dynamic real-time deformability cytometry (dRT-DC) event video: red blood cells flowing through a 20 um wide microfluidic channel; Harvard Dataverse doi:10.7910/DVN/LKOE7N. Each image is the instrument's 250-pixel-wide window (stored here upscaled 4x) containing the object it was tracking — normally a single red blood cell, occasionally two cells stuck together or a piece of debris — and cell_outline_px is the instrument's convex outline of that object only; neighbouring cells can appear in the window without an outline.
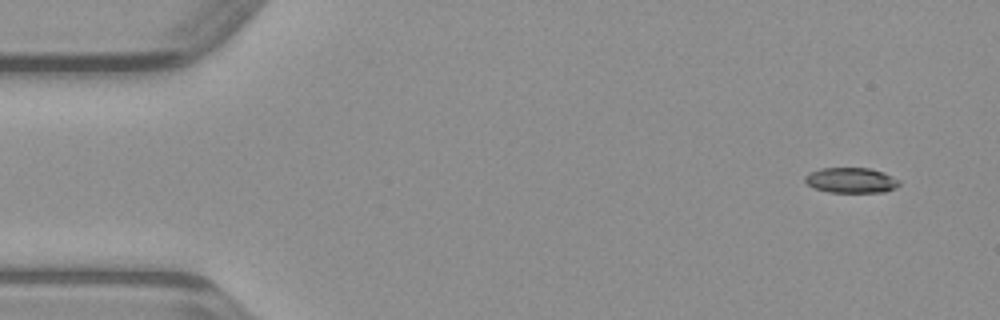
{"species": "common noctule bat (a hibernating species)", "species_latin": "Nyctalus noctula", "temperature_condition": "warm", "stored_images_in_passage": 46, "camera_frame_rate_fps": 3000, "um_per_image_px": 0.085, "animal": {"sex": "male", "body_mass_g": 23.1, "forearm_length_mm": 52.7}, "frame": {"image": 1, "passage_image": 1, "time_ms": 0.0, "image_size_px": [1000, 320], "cell_outline_px": [[900, 184], [896, 188], [884, 192], [828, 192], [816, 188], [808, 184], [804, 180], [804, 176], [808, 172], [820, 168], [868, 168], [884, 172], [900, 180]], "centroid_in_image_um": [72.35, 15.32], "position_along_channel_um": 12.6, "area_um2": 13.99}}
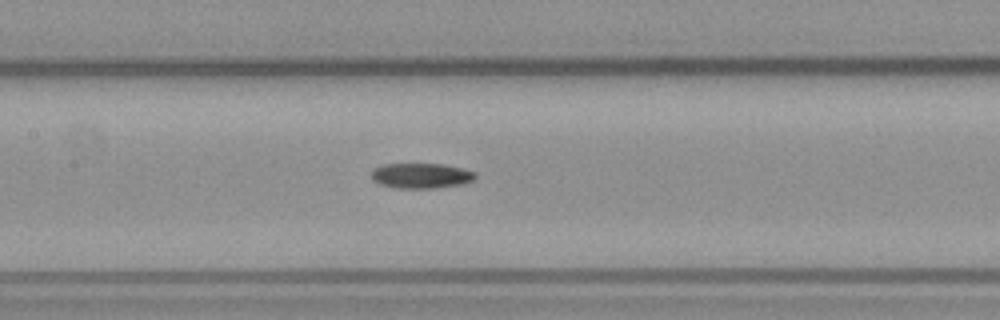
{"frame": {"image": 2, "passage_image": 20, "time_ms": 6.333, "image_size_px": [1000, 320], "cell_outline_px": [[476, 176], [472, 180], [460, 184], [436, 188], [396, 188], [380, 184], [372, 180], [372, 168], [380, 164], [440, 164], [460, 168], [476, 172]], "centroid_in_image_um": [35.73, 14.93], "position_along_channel_um": 171.7, "area_um2": 15.2}}
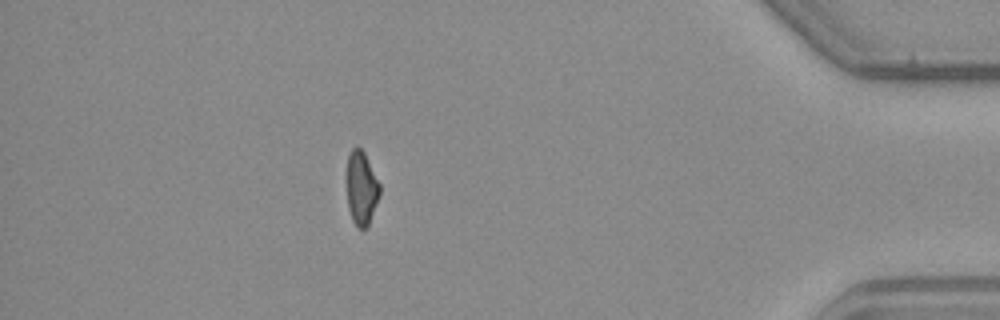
{"frame": {"image": 3, "passage_image": 40, "time_ms": 13.0, "image_size_px": [1000, 320], "cell_outline_px": [[380, 192], [368, 224], [364, 228], [356, 228], [352, 220], [348, 208], [344, 180], [344, 176], [348, 152], [356, 144], [364, 152], [380, 184]], "centroid_in_image_um": [30.64, 15.91], "position_along_channel_um": 404.6, "area_um2": 14.74}}